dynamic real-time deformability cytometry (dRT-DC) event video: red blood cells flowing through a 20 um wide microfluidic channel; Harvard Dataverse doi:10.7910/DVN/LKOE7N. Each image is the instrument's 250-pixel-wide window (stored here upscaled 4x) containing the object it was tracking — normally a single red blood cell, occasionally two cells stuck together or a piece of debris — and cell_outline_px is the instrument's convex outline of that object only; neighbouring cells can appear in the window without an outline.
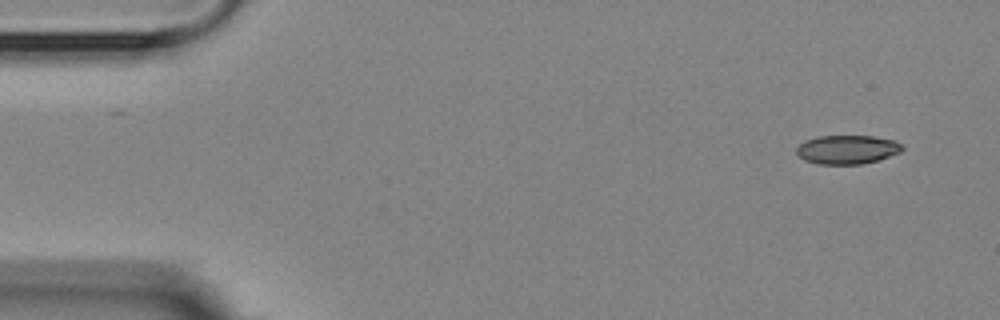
{"species": "Egyptian fruit bat (a non-hibernating species)", "species_latin": "Rousettus aegyptiacus", "temperature_condition": "room temperature", "stored_images_in_passage": 5, "camera_frame_rate_fps": 3000, "um_per_image_px": 0.085, "animal": {"sex": "female"}, "frame": {"image": 1, "passage_image": 1, "time_ms": 0.0, "image_size_px": [1000, 320], "cell_outline_px": [[904, 148], [900, 152], [880, 160], [860, 164], [816, 164], [804, 160], [796, 152], [796, 148], [804, 140], [816, 136], [872, 136], [896, 140]], "centroid_in_image_um": [72.01, 12.71], "position_along_channel_um": 13.0, "area_um2": 17.92}}
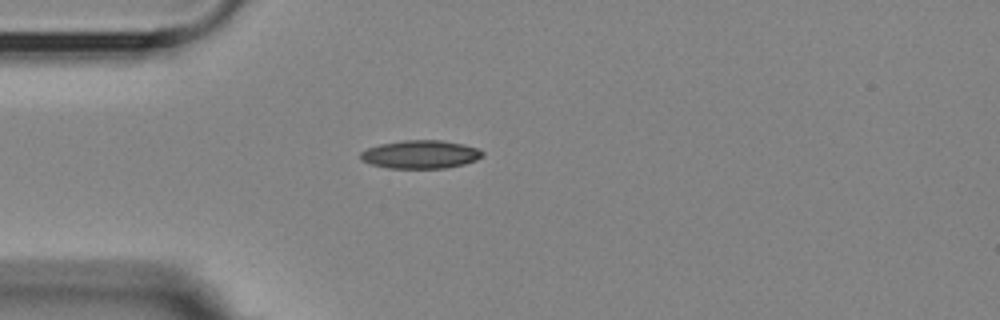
{"frame": {"image": 2, "passage_image": 4, "time_ms": 3.667, "image_size_px": [1000, 320], "cell_outline_px": [[484, 156], [476, 160], [464, 164], [444, 168], [388, 168], [372, 164], [360, 160], [360, 152], [368, 148], [380, 144], [404, 140], [440, 140], [464, 144], [480, 148], [484, 152]], "centroid_in_image_um": [35.77, 13.12], "position_along_channel_um": 49.2, "area_um2": 20.17}}